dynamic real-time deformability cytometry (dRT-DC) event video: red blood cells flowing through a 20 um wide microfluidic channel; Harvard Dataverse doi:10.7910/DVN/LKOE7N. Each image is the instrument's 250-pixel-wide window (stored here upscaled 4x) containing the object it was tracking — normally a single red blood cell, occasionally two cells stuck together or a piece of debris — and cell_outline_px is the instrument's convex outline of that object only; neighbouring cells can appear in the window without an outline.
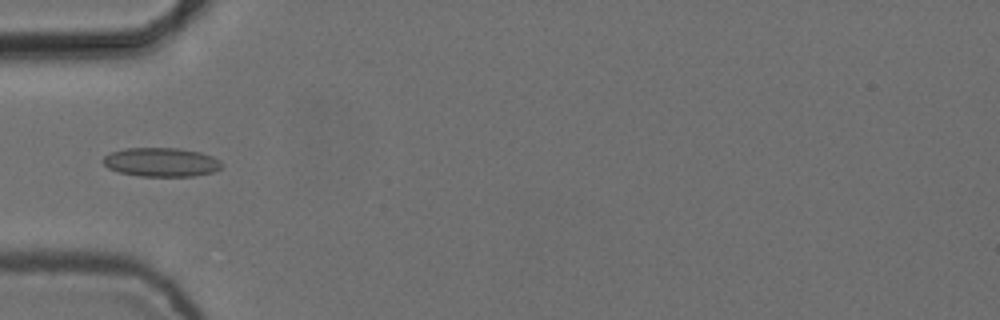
{"species": "common noctule bat (a hibernating species)", "species_latin": "Nyctalus noctula", "temperature_condition": "cold", "stored_images_in_passage": 5, "camera_frame_rate_fps": 3000, "um_per_image_px": 0.085, "animal": {"sex": "female", "body_mass_g": 24.6, "forearm_length_mm": 56.2}, "frame": {"image": 1, "passage_image": 5, "time_ms": 1.333, "image_size_px": [1000, 320], "cell_outline_px": [[224, 164], [220, 168], [212, 172], [192, 176], [140, 176], [120, 172], [108, 168], [104, 164], [104, 156], [112, 152], [124, 148], [180, 148], [200, 152], [212, 156], [220, 160]], "centroid_in_image_um": [13.73, 13.78], "position_along_channel_um": 71.3, "area_um2": 19.94}}